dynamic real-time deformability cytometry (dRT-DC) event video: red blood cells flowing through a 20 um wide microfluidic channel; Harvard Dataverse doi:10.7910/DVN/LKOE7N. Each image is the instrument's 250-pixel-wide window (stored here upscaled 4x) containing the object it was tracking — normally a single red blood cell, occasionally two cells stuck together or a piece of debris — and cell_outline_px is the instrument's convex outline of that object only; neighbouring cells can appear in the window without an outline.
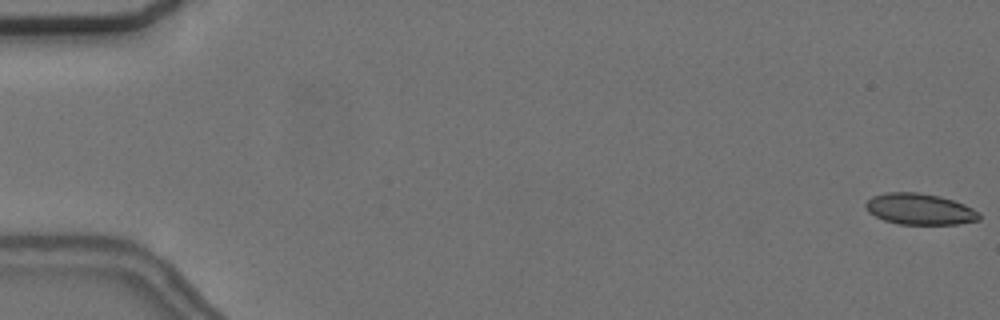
{"species": "common noctule bat (a hibernating species)", "species_latin": "Nyctalus noctula", "temperature_condition": "cold", "stored_images_in_passage": 3, "segment_of_instrument_passage": [2, 2], "camera_frame_rate_fps": 3000, "um_per_image_px": 0.085, "animal": {"sex": "female", "body_mass_g": 24.6, "forearm_length_mm": 56.2}, "frame": {"image": 1, "passage_image": 3, "time_ms": 2.333, "image_size_px": [1000, 320], "cell_outline_px": [[980, 220], [956, 224], [900, 224], [884, 220], [868, 212], [864, 208], [864, 204], [872, 196], [888, 192], [916, 192], [940, 196], [964, 204], [980, 212]], "centroid_in_image_um": [78.17, 17.77], "position_along_channel_um": 6.8, "area_um2": 20.63}}